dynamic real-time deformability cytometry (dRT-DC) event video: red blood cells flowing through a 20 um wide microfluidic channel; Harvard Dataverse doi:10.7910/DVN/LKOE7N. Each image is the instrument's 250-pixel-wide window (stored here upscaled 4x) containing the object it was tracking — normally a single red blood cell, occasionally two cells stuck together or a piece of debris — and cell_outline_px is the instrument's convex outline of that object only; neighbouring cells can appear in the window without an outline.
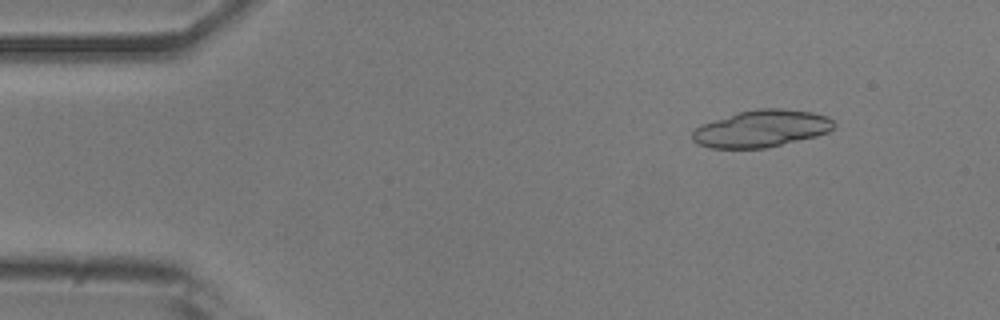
{"species": "common noctule bat (a hibernating species)", "species_latin": "Nyctalus noctula", "temperature_condition": "room temperature", "stored_images_in_passage": 19, "camera_frame_rate_fps": 3000, "um_per_image_px": 0.085, "animal": {"sex": "male", "body_mass_g": 20.5, "forearm_length_mm": 52.5}, "frame": {"image": 1, "passage_image": 6, "time_ms": 1.667, "image_size_px": [1000, 320], "cell_outline_px": [[836, 124], [828, 132], [816, 136], [768, 148], [712, 148], [696, 144], [692, 140], [692, 132], [700, 124], [736, 112], [760, 108], [780, 108], [812, 112], [828, 116]], "centroid_in_image_um": [64.7, 10.93], "position_along_channel_um": 20.3, "area_um2": 30.81}}